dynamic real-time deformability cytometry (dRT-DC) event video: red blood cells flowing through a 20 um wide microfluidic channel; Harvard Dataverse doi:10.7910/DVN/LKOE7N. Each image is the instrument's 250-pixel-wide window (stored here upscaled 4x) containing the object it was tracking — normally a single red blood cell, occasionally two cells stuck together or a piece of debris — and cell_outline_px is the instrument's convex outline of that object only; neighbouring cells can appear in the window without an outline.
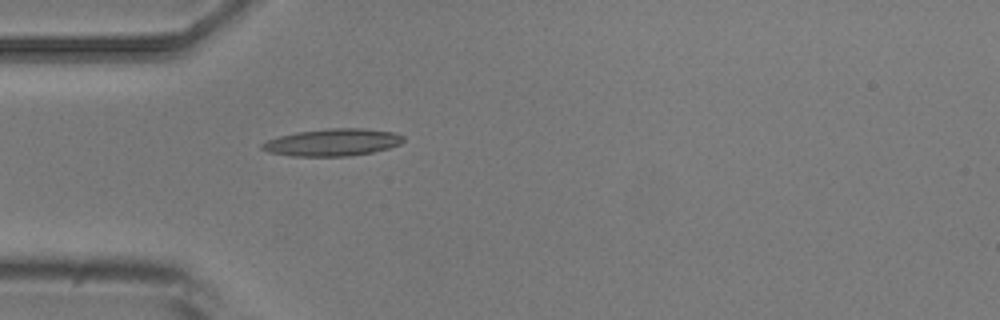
{"species": "common noctule bat (a hibernating species)", "species_latin": "Nyctalus noctula", "temperature_condition": "room temperature", "stored_images_in_passage": 3, "camera_frame_rate_fps": 3000, "um_per_image_px": 0.085, "animal": {"sex": "male", "body_mass_g": 20.5, "forearm_length_mm": 52.5}, "frame": {"image": 1, "passage_image": 3, "time_ms": 3.333, "image_size_px": [1000, 320], "cell_outline_px": [[404, 140], [400, 144], [388, 148], [372, 152], [352, 156], [292, 156], [268, 152], [260, 148], [260, 144], [268, 140], [280, 136], [296, 132], [328, 128], [364, 128], [396, 132], [404, 136]], "centroid_in_image_um": [28.29, 12.09], "position_along_channel_um": 56.7, "area_um2": 22.54}}